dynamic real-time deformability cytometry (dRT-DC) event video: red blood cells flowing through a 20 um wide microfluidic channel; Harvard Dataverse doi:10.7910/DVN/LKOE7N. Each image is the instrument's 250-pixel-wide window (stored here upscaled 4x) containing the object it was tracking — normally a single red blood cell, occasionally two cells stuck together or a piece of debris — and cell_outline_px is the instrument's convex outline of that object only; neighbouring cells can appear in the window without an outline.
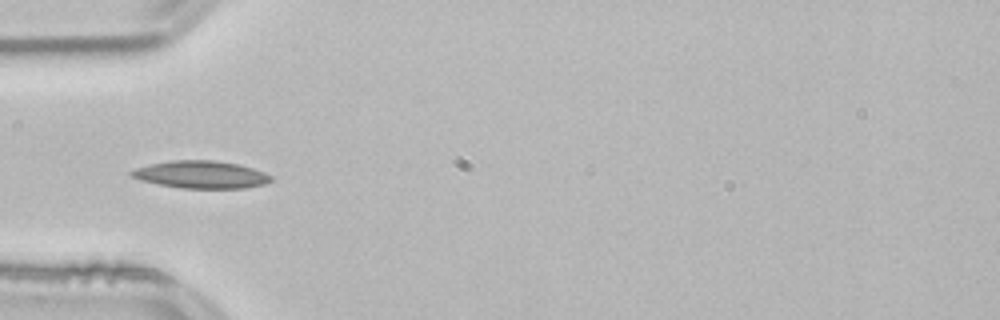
{"species": "common noctule bat (a hibernating species)", "species_latin": "Nyctalus noctula", "temperature_condition": "room temperature", "stored_images_in_passage": 18, "camera_frame_rate_fps": 3000, "um_per_image_px": 0.085, "animal": {"sex": "male", "body_mass_g": 21.5, "forearm_length_mm": 52.0}, "frame": {"image": 1, "passage_image": 3, "time_ms": 0.667, "image_size_px": [1000, 320], "cell_outline_px": [[272, 180], [264, 184], [244, 188], [180, 188], [140, 180], [132, 176], [128, 172], [136, 168], [148, 164], [168, 160], [216, 160], [236, 164], [252, 168], [264, 172], [272, 176]], "centroid_in_image_um": [17.06, 14.83], "position_along_channel_um": 67.9, "area_um2": 22.31}}